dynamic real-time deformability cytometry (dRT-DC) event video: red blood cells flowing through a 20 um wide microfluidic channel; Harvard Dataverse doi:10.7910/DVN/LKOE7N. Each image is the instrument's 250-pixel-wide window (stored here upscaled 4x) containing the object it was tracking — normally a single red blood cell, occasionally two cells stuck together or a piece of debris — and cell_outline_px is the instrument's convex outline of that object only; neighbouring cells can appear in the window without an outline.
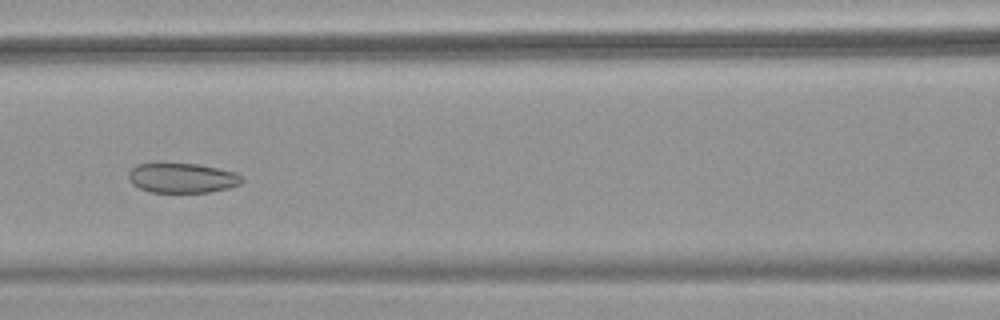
{"species": "common noctule bat (a hibernating species)", "species_latin": "Nyctalus noctula", "temperature_condition": "warm", "stored_images_in_passage": 53, "camera_frame_rate_fps": 3000, "um_per_image_px": 0.085, "animal": {"sex": "female", "body_mass_g": 18.4}, "frame": {"image": 1, "passage_image": 24, "time_ms": 7.667, "image_size_px": [1000, 320], "cell_outline_px": [[244, 180], [240, 184], [228, 188], [208, 192], [148, 192], [132, 184], [128, 180], [128, 172], [136, 164], [200, 164], [236, 172], [244, 176]], "centroid_in_image_um": [15.5, 15.13], "position_along_channel_um": 151.1, "area_um2": 19.77}}
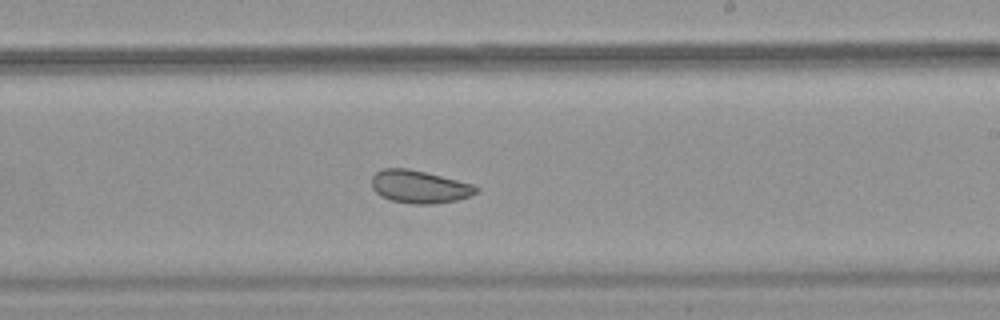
{"frame": {"image": 2, "passage_image": 32, "time_ms": 10.333, "image_size_px": [1000, 320], "cell_outline_px": [[480, 188], [476, 192], [468, 196], [456, 200], [432, 204], [412, 204], [392, 200], [380, 196], [372, 188], [372, 176], [376, 172], [384, 168], [408, 168], [476, 184]], "centroid_in_image_um": [35.66, 15.86], "position_along_channel_um": 253.3, "area_um2": 20.0}}
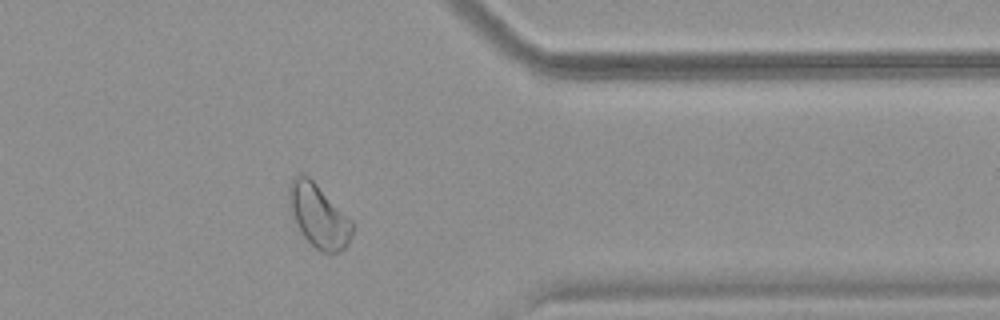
{"frame": {"image": 3, "passage_image": 43, "time_ms": 14.0, "image_size_px": [1000, 320], "cell_outline_px": [[352, 236], [348, 244], [344, 248], [336, 252], [320, 252], [304, 236], [288, 208], [288, 184], [296, 176], [304, 172], [352, 220]], "centroid_in_image_um": [27.06, 18.33], "position_along_channel_um": 384.3, "area_um2": 23.06}, "authors_computed_cell_mechanics": {"area_um2": 24.9118, "velocity_mm_per_s": 3.8548, "shape_relaxation_time_tau1_ms": null, "shape_relaxation_time_tau2_ms": 1.7391, "deformation_change_tau1": null, "deformation_change_tau2": 0.0725}}